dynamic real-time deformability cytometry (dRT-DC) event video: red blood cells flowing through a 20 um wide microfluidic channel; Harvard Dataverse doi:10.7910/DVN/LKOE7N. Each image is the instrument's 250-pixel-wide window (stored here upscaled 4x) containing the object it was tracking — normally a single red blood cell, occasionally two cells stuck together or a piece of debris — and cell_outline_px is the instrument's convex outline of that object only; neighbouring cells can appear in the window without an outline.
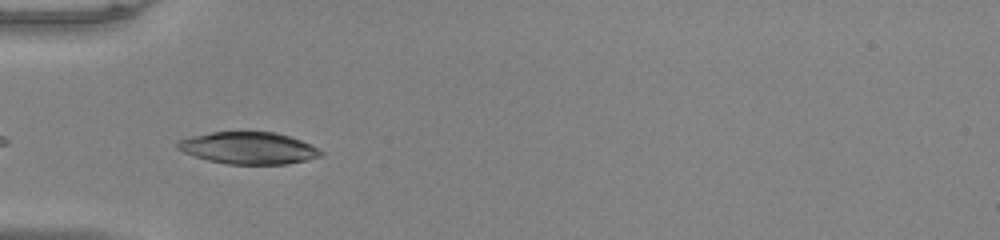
{"species": "common noctule bat (a hibernating species)", "species_latin": "Nyctalus noctula", "temperature_condition": "warm", "stored_images_in_passage": 9, "camera_frame_rate_fps": 3000, "um_per_image_px": 0.085, "animal": {"sex": "male", "body_mass_g": 20.0, "forearm_length_mm": 53.3}, "frame": {"image": 1, "passage_image": 3, "time_ms": 0.667, "image_size_px": [1000, 240], "cell_outline_px": [[324, 152], [320, 156], [288, 164], [228, 164], [208, 160], [184, 152], [176, 148], [176, 144], [180, 140], [192, 136], [212, 132], [248, 128], [276, 132], [312, 144]], "centroid_in_image_um": [21.13, 12.53], "position_along_channel_um": 63.9, "area_um2": 27.4}}
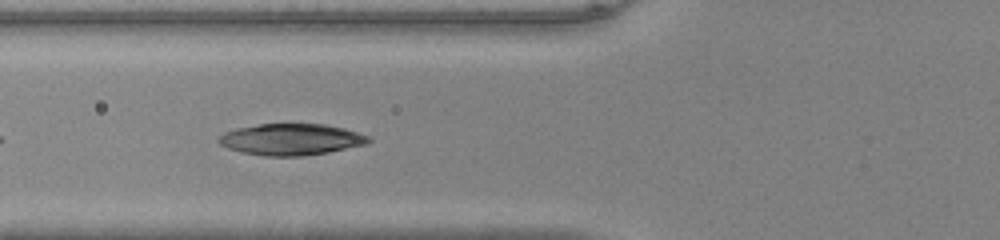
{"frame": {"image": 2, "passage_image": 6, "time_ms": 1.667, "image_size_px": [1000, 240], "cell_outline_px": [[372, 140], [368, 144], [328, 152], [300, 156], [264, 156], [240, 152], [228, 148], [220, 144], [216, 140], [224, 132], [236, 128], [260, 124], [324, 124], [344, 128], [368, 136]], "centroid_in_image_um": [24.73, 11.85], "position_along_channel_um": 101.1, "area_um2": 27.46}}
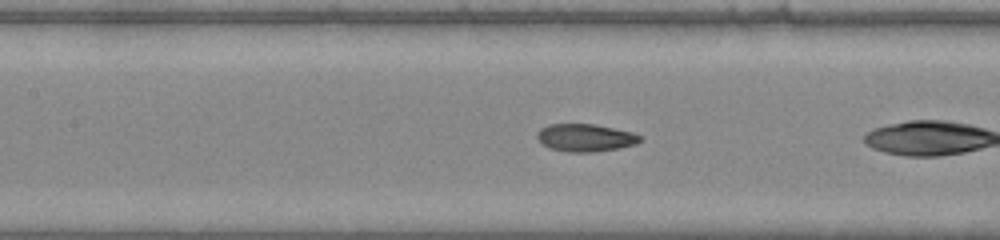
{"frame": {"image": 3, "passage_image": 8, "time_ms": 2.333, "image_size_px": [1000, 240], "cell_outline_px": [[644, 140], [636, 144], [620, 148], [592, 152], [568, 152], [548, 148], [536, 136], [536, 132], [540, 128], [548, 124], [596, 124], [632, 132], [640, 136]], "centroid_in_image_um": [49.76, 11.7], "position_along_channel_um": 157.6, "area_um2": 16.7}}